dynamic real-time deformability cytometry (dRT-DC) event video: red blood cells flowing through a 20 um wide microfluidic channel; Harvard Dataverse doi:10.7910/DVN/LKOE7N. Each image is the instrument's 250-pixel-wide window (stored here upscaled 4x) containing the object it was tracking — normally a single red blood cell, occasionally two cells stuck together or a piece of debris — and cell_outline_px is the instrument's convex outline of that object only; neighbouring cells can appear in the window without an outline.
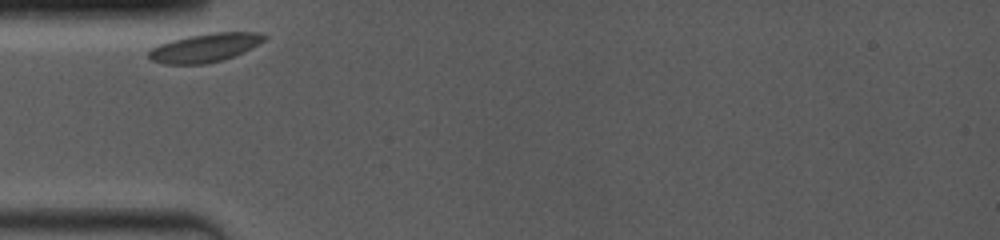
{"species": "common noctule bat (a hibernating species)", "species_latin": "Nyctalus noctula", "temperature_condition": "room temperature", "stored_images_in_passage": 10, "camera_frame_rate_fps": 4000, "um_per_image_px": 0.085, "animal": {"sex": "female", "body_mass_g": 19.0, "forearm_length_mm": 53.3}, "frame": {"image": 1, "passage_image": 1, "time_ms": 0.0, "image_size_px": [1000, 240], "cell_outline_px": [[268, 36], [264, 40], [244, 52], [224, 60], [204, 64], [164, 64], [152, 60], [148, 56], [148, 52], [152, 48], [160, 44], [172, 40], [188, 36], [212, 32], [260, 32]], "centroid_in_image_um": [17.44, 4.05], "position_along_channel_um": 67.6, "area_um2": 19.25}}
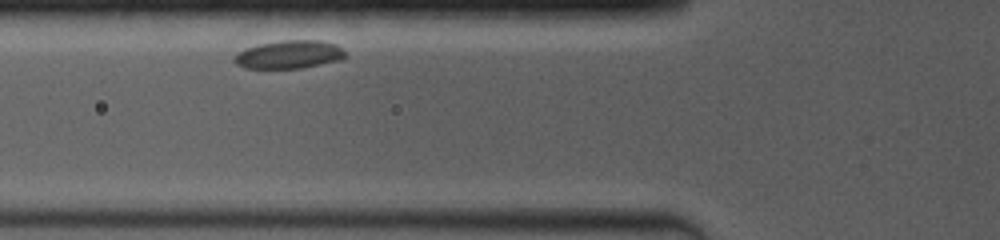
{"frame": {"image": 2, "passage_image": 4, "time_ms": 1.0, "image_size_px": [1000, 240], "cell_outline_px": [[344, 56], [340, 60], [300, 68], [244, 68], [236, 64], [232, 60], [244, 48], [260, 44], [284, 40], [320, 40], [336, 44], [344, 52]], "centroid_in_image_um": [24.55, 4.63], "position_along_channel_um": 101.3, "area_um2": 17.98}}
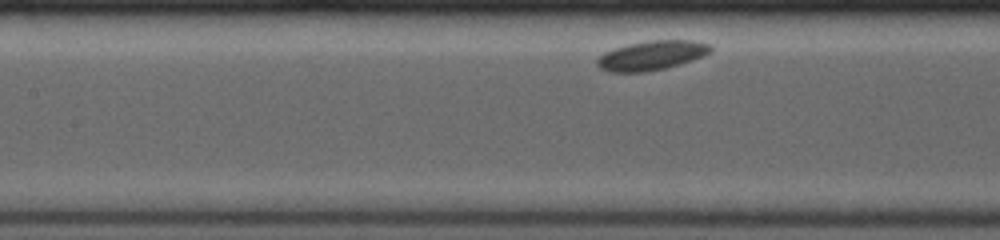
{"frame": {"image": 3, "passage_image": 9, "time_ms": 2.5, "image_size_px": [1000, 240], "cell_outline_px": [[712, 52], [704, 56], [680, 64], [664, 68], [644, 72], [608, 72], [600, 68], [596, 64], [596, 60], [604, 52], [628, 44], [648, 40], [692, 40], [708, 44], [712, 48]], "centroid_in_image_um": [55.39, 4.71], "position_along_channel_um": 152.0, "area_um2": 19.42}}